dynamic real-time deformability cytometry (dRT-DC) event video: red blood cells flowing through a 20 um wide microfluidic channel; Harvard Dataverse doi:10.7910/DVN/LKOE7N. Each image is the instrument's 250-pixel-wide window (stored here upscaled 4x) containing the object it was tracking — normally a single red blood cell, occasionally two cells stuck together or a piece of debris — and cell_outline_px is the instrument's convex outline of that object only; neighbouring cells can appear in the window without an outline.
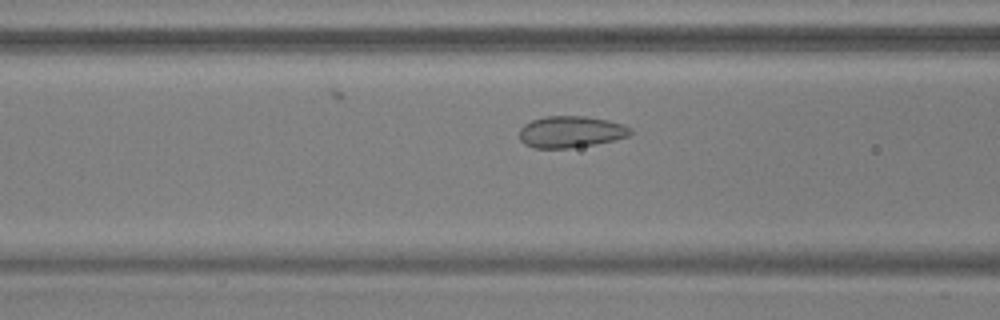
{"species": "common noctule bat (a hibernating species)", "species_latin": "Nyctalus noctula", "temperature_condition": "warm", "stored_images_in_passage": 52, "camera_frame_rate_fps": 3000, "um_per_image_px": 0.085, "animal": {"sex": "male", "body_mass_g": 17.9, "forearm_length_mm": 54.2}, "frame": {"image": 1, "passage_image": 19, "time_ms": 6.0, "image_size_px": [1000, 320], "cell_outline_px": [[632, 132], [628, 136], [596, 144], [568, 148], [532, 148], [524, 144], [520, 140], [520, 128], [524, 124], [532, 120], [544, 116], [584, 116], [608, 120], [624, 124]], "centroid_in_image_um": [48.48, 11.2], "position_along_channel_um": 118.1, "area_um2": 20.4}}
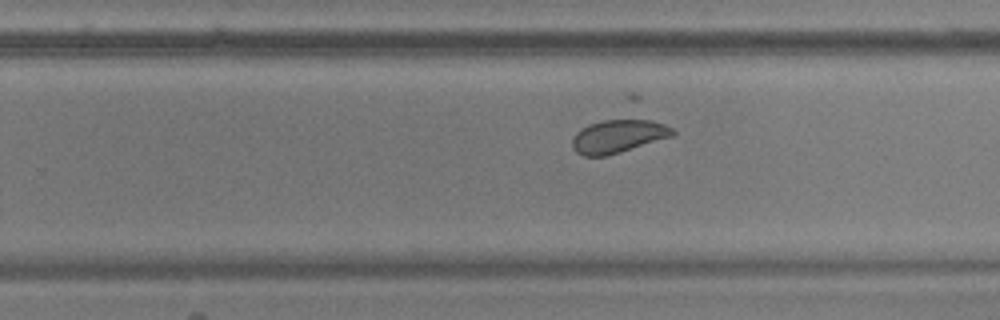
{"frame": {"image": 2, "passage_image": 32, "time_ms": 10.333, "image_size_px": [1000, 320], "cell_outline_px": [[676, 132], [672, 136], [620, 152], [604, 156], [584, 156], [576, 152], [572, 148], [572, 140], [576, 132], [580, 128], [588, 124], [604, 120], [632, 116], [652, 120], [664, 124], [672, 128]], "centroid_in_image_um": [52.55, 11.53], "position_along_channel_um": 277.3, "area_um2": 19.94}}
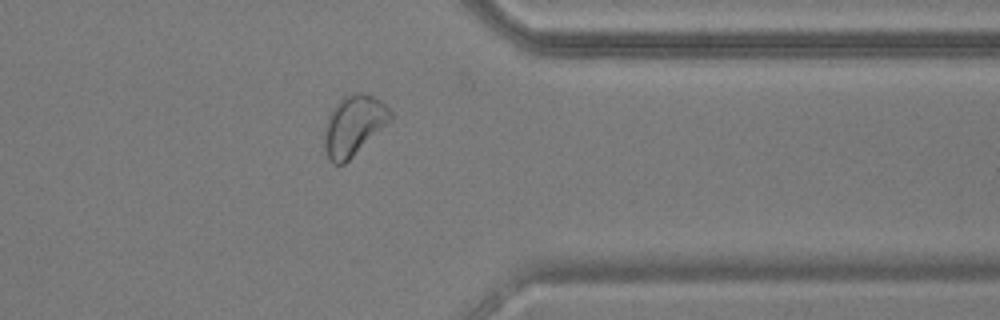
{"frame": {"image": 3, "passage_image": 41, "time_ms": 13.333, "image_size_px": [1000, 320], "cell_outline_px": [[392, 120], [344, 164], [332, 164], [328, 160], [324, 148], [324, 128], [328, 116], [332, 108], [344, 96], [356, 92], [364, 92], [380, 100], [392, 112]], "centroid_in_image_um": [30.05, 10.67], "position_along_channel_um": 381.4, "area_um2": 23.24}}